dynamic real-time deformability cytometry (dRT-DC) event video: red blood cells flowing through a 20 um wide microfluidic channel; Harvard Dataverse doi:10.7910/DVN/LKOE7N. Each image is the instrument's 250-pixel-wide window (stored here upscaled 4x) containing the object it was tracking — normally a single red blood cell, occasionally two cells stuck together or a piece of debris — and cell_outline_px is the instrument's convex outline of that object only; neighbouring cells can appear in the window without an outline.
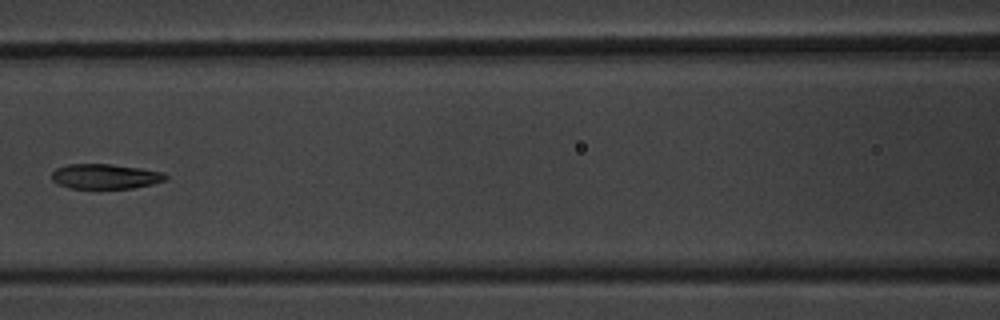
{"species": "common noctule bat (a hibernating species)", "species_latin": "Nyctalus noctula", "temperature_condition": "warm", "stored_images_in_passage": 9, "camera_frame_rate_fps": 3000, "um_per_image_px": 0.085, "animal": {"sex": "male", "body_mass_g": 20.1, "forearm_length_mm": 53.5}, "frame": {"image": 1, "passage_image": 8, "time_ms": 8.333, "image_size_px": [1000, 320], "cell_outline_px": [[168, 180], [152, 184], [132, 188], [68, 188], [56, 184], [52, 180], [52, 172], [56, 168], [68, 164], [112, 164], [140, 168], [164, 172], [168, 176]], "centroid_in_image_um": [8.95, 14.99], "position_along_channel_um": 157.6, "area_um2": 16.7}}
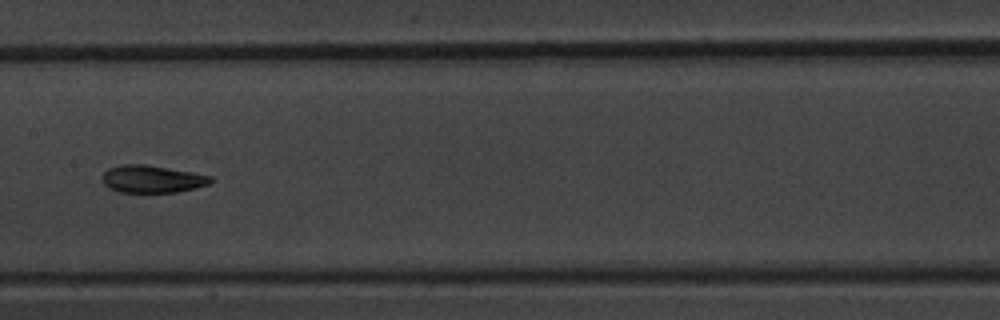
{"frame": {"image": 2, "passage_image": 9, "time_ms": 9.333, "image_size_px": [1000, 320], "cell_outline_px": [[216, 180], [208, 184], [196, 188], [176, 192], [120, 192], [108, 188], [104, 184], [104, 172], [108, 168], [120, 164], [144, 164], [192, 172], [212, 176]], "centroid_in_image_um": [12.96, 15.21], "position_along_channel_um": 194.4, "area_um2": 17.34}}